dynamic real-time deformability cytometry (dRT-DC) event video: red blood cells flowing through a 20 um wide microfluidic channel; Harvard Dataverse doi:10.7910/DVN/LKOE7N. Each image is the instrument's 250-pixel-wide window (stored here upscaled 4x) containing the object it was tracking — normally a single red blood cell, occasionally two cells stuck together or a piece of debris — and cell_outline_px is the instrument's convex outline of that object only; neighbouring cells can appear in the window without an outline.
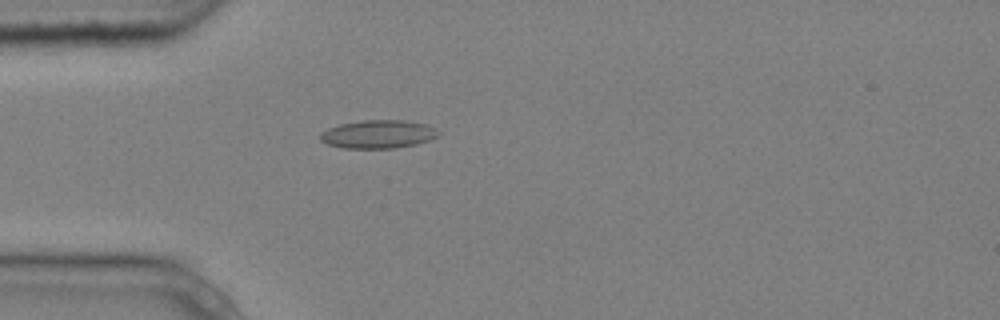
{"species": "common noctule bat (a hibernating species)", "species_latin": "Nyctalus noctula", "temperature_condition": "cold", "stored_images_in_passage": 3, "camera_frame_rate_fps": 3000, "um_per_image_px": 0.085, "animal": {"sex": "male", "body_mass_g": 20.4}, "frame": {"image": 1, "passage_image": 3, "time_ms": 0.667, "image_size_px": [1000, 320], "cell_outline_px": [[440, 136], [416, 144], [392, 148], [344, 148], [328, 144], [320, 140], [320, 136], [328, 128], [340, 124], [364, 120], [404, 120], [428, 124], [436, 128], [440, 132]], "centroid_in_image_um": [32.2, 11.4], "position_along_channel_um": 52.8, "area_um2": 19.42}}